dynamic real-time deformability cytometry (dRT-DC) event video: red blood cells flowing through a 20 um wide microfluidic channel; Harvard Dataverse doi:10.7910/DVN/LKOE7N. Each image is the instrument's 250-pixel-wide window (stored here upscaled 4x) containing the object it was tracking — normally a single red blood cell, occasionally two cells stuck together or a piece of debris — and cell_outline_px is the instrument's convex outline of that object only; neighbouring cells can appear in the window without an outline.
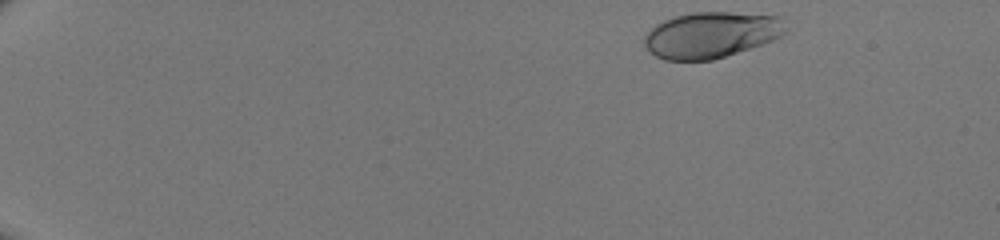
{"species": "human", "species_latin": "Homo sapiens", "temperature_condition": "room temperature", "stored_images_in_passage": 43, "camera_frame_rate_fps": 3000, "um_per_image_px": 0.085, "donor": {"sex": "male"}, "frame": {"image": 1, "passage_image": 1, "time_ms": 0.0, "image_size_px": [1000, 240], "cell_outline_px": [[788, 28], [780, 36], [764, 44], [712, 60], [664, 60], [656, 56], [644, 44], [644, 36], [656, 24], [672, 16], [692, 12], [732, 12], [780, 16]], "centroid_in_image_um": [60.46, 2.95], "position_along_channel_um": 24.5, "area_um2": 37.97}}
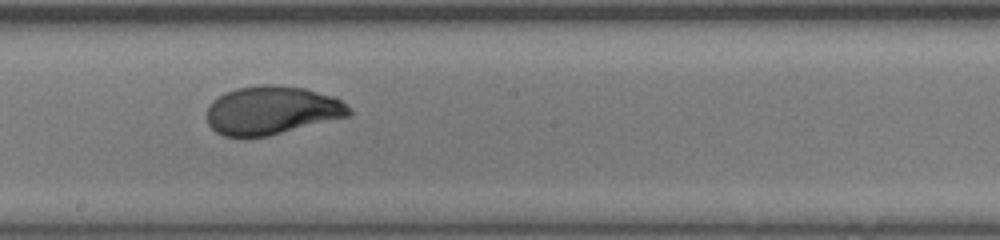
{"frame": {"image": 2, "passage_image": 25, "time_ms": 8.0, "image_size_px": [1000, 240], "cell_outline_px": [[352, 112], [348, 116], [268, 136], [224, 136], [216, 132], [208, 124], [208, 104], [212, 100], [224, 92], [236, 88], [260, 84], [276, 84], [304, 88], [336, 96]], "centroid_in_image_um": [23.08, 9.35], "position_along_channel_um": 225.1, "area_um2": 40.11}}
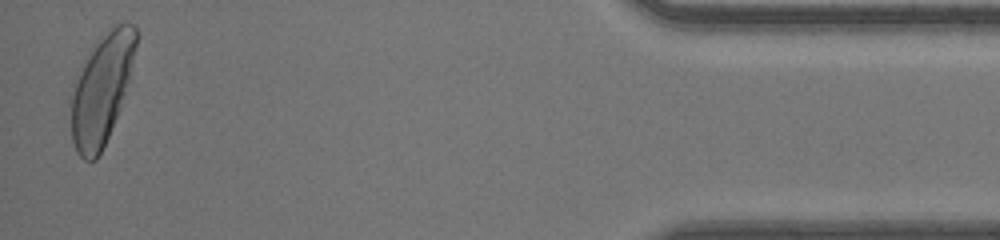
{"frame": {"image": 3, "passage_image": 43, "time_ms": 14.0, "image_size_px": [1000, 240], "cell_outline_px": [[136, 44], [128, 80], [120, 108], [108, 136], [96, 160], [84, 160], [76, 152], [72, 140], [72, 96], [80, 72], [88, 56], [96, 44], [112, 24], [132, 24], [136, 28]], "centroid_in_image_um": [8.65, 7.61], "position_along_channel_um": 426.6, "area_um2": 39.94}}